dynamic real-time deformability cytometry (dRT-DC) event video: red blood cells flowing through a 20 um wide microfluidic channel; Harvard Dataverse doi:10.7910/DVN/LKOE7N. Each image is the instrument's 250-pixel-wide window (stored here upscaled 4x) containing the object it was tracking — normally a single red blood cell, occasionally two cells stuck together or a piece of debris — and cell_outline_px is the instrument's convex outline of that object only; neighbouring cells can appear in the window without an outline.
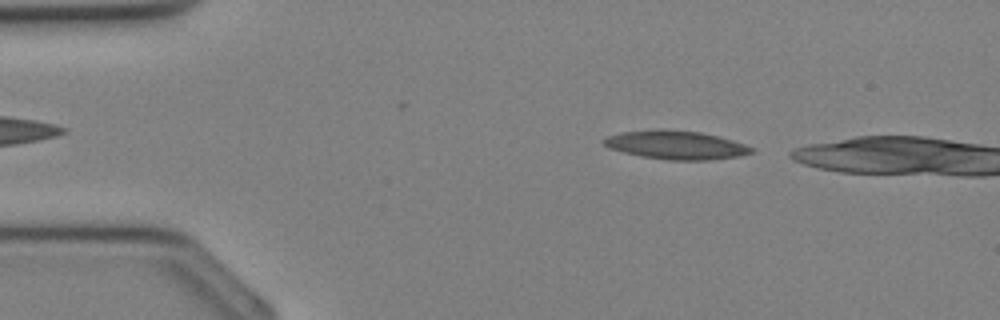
{"species": "Egyptian fruit bat (a non-hibernating species)", "species_latin": "Rousettus aegyptiacus", "temperature_condition": "cold", "stored_images_in_passage": 3, "camera_frame_rate_fps": 3000, "um_per_image_px": 0.085, "animal": {"sex": "female"}, "frame": {"image": 1, "passage_image": 1, "time_ms": 0.0, "image_size_px": [1000, 320], "cell_outline_px": [[756, 152], [740, 156], [708, 160], [664, 160], [640, 156], [608, 148], [600, 140], [608, 136], [624, 132], [660, 128], [700, 132], [732, 140], [744, 144], [752, 148]], "centroid_in_image_um": [57.44, 12.32], "position_along_channel_um": 27.6, "area_um2": 24.68}}